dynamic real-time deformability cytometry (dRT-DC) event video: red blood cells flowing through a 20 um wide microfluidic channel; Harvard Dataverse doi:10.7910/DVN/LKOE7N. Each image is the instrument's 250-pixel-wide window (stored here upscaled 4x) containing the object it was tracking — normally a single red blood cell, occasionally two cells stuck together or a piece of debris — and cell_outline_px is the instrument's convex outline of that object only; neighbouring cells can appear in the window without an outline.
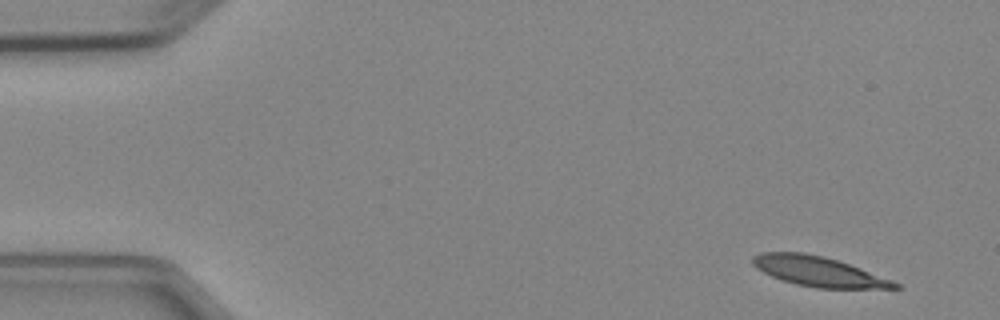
{"species": "Egyptian fruit bat (a non-hibernating species)", "species_latin": "Rousettus aegyptiacus", "temperature_condition": "cold", "stored_images_in_passage": 4, "camera_frame_rate_fps": 3000, "um_per_image_px": 0.085, "animal": {"sex": "female"}, "frame": {"image": 1, "passage_image": 1, "time_ms": 0.0, "image_size_px": [1000, 320], "cell_outline_px": [[900, 288], [816, 288], [796, 284], [772, 276], [756, 268], [752, 264], [752, 256], [760, 252], [804, 252], [824, 256], [848, 264], [892, 280], [900, 284]], "centroid_in_image_um": [69.53, 23.06], "position_along_channel_um": 15.5, "area_um2": 24.45}}
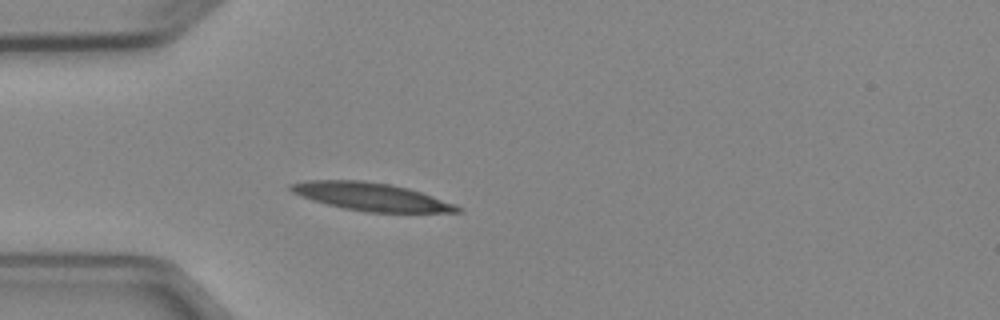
{"frame": {"image": 2, "passage_image": 4, "time_ms": 3.667, "image_size_px": [1000, 320], "cell_outline_px": [[464, 212], [368, 212], [344, 208], [312, 200], [300, 196], [292, 192], [288, 188], [288, 184], [304, 180], [364, 180], [388, 184], [408, 188], [456, 204], [464, 208]], "centroid_in_image_um": [31.53, 16.71], "position_along_channel_um": 53.5, "area_um2": 27.11}}